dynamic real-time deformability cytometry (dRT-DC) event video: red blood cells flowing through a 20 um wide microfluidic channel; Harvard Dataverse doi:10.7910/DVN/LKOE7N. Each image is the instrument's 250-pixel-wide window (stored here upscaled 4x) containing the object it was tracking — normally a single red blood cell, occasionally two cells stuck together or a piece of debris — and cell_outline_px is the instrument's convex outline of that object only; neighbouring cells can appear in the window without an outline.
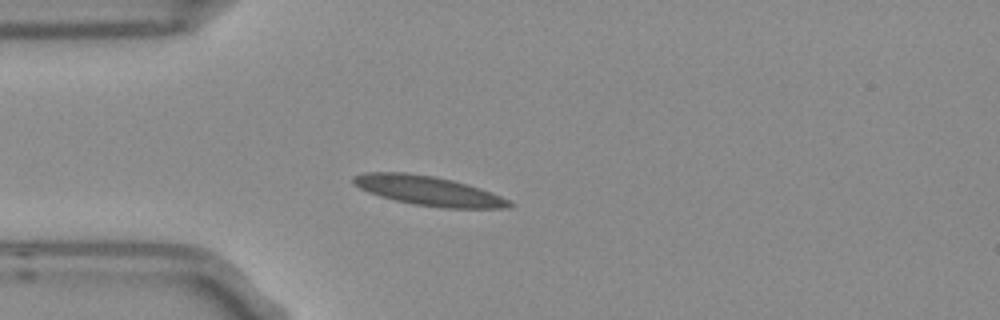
{"species": "Egyptian fruit bat (a non-hibernating species)", "species_latin": "Rousettus aegyptiacus", "temperature_condition": "room temperature", "stored_images_in_passage": 1, "camera_frame_rate_fps": 3000, "um_per_image_px": 0.085, "frame": {"image": 1, "passage_image": 1, "time_ms": 0.0, "image_size_px": [1000, 320], "cell_outline_px": [[516, 204], [508, 208], [444, 208], [412, 204], [380, 196], [368, 192], [360, 188], [352, 180], [352, 176], [364, 172], [404, 172], [432, 176], [452, 180], [468, 184], [480, 188], [500, 196]], "centroid_in_image_um": [36.42, 16.22], "position_along_channel_um": 48.6, "area_um2": 26.65}}